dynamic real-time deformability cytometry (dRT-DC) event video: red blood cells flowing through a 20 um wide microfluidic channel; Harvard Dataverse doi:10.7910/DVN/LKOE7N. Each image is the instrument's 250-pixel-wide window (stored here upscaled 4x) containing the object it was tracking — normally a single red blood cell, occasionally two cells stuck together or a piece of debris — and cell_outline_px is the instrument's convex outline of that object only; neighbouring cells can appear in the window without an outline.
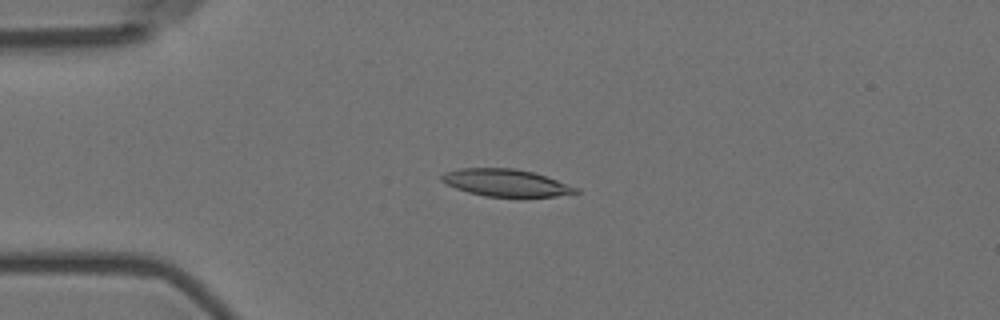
{"species": "Egyptian fruit bat (a non-hibernating species)", "species_latin": "Rousettus aegyptiacus", "temperature_condition": "room temperature", "stored_images_in_passage": 55, "camera_frame_rate_fps": 3000, "um_per_image_px": 0.085, "animal": {"sex": "female"}, "frame": {"image": 1, "passage_image": 13, "time_ms": 4.0, "image_size_px": [1000, 320], "cell_outline_px": [[580, 192], [556, 196], [484, 196], [468, 192], [456, 188], [440, 180], [440, 176], [444, 172], [460, 168], [516, 168], [532, 172], [580, 188]], "centroid_in_image_um": [42.98, 15.52], "position_along_channel_um": 42.0, "area_um2": 21.04}}
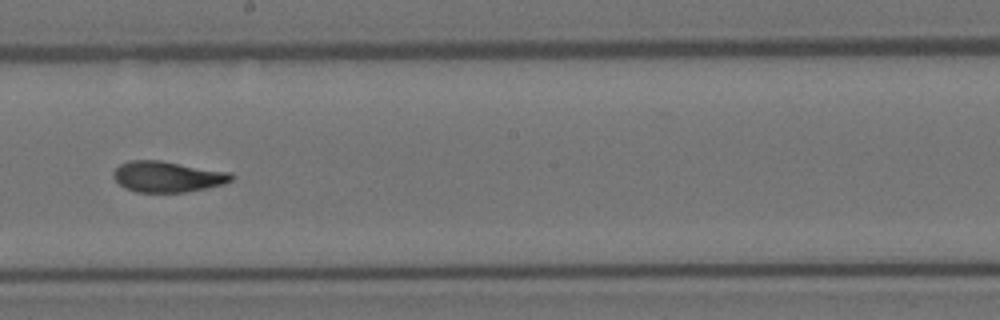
{"frame": {"image": 2, "passage_image": 31, "time_ms": 10.0, "image_size_px": [1000, 320], "cell_outline_px": [[236, 176], [232, 180], [224, 184], [184, 192], [136, 192], [124, 188], [112, 176], [112, 172], [120, 164], [128, 160], [160, 160], [232, 172]], "centroid_in_image_um": [14.24, 15.0], "position_along_channel_um": 234.0, "area_um2": 21.39}}
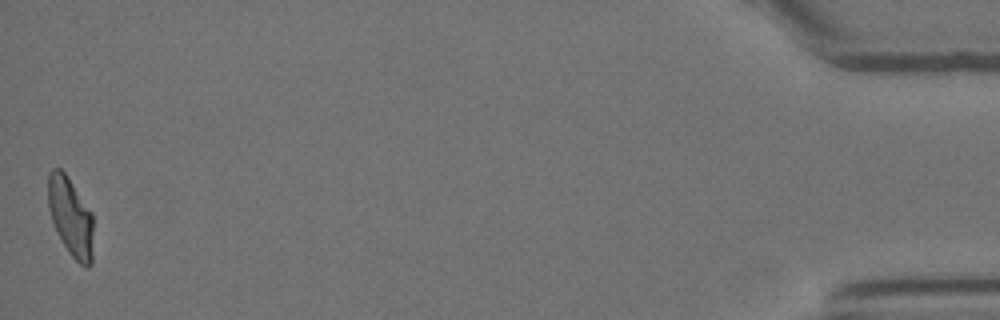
{"frame": {"image": 3, "passage_image": 55, "time_ms": 18.0, "image_size_px": [1000, 320], "cell_outline_px": [[92, 264], [88, 268], [84, 268], [68, 252], [52, 220], [48, 208], [48, 172], [52, 168], [60, 168], [64, 172], [92, 212]], "centroid_in_image_um": [6.0, 18.43], "position_along_channel_um": 429.2, "area_um2": 20.58}, "authors_computed_cell_mechanics": {"area_um2": 21.4438, "velocity_mm_per_s": 3.6199, "shape_relaxation_time_tau1_ms": 6.1044, "shape_relaxation_time_tau2_ms": 2.2196, "deformation_change_tau1": 0.2121, "deformation_change_tau2": 0.0947}}